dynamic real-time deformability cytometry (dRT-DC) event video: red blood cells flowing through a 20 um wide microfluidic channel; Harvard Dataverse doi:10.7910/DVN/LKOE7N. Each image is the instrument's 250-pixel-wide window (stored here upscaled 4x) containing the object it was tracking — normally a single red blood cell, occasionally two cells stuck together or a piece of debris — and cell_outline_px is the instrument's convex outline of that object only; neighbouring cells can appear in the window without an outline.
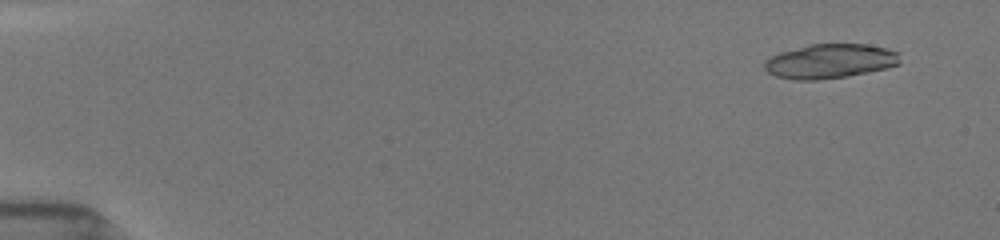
{"species": "common noctule bat (a hibernating species)", "species_latin": "Nyctalus noctula", "temperature_condition": "room temperature", "stored_images_in_passage": 34, "camera_frame_rate_fps": 3000, "um_per_image_px": 0.085, "animal": {"sex": "female", "body_mass_g": 19.5, "forearm_length_mm": 54.1}, "frame": {"image": 1, "passage_image": 4, "time_ms": 1.0, "image_size_px": [1000, 240], "cell_outline_px": [[900, 64], [888, 68], [848, 76], [820, 80], [792, 80], [776, 76], [768, 72], [764, 68], [764, 60], [780, 52], [808, 44], [864, 44], [884, 48], [900, 52]], "centroid_in_image_um": [70.55, 5.21], "position_along_channel_um": 14.4, "area_um2": 27.4}}
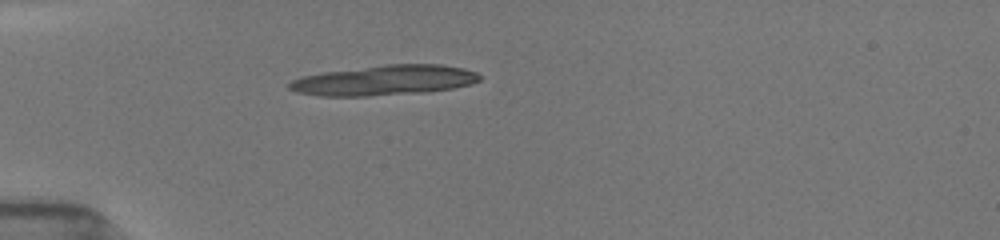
{"frame": {"image": 2, "passage_image": 20, "time_ms": 5.0, "image_size_px": [1000, 240], "cell_outline_px": [[480, 80], [472, 84], [452, 88], [424, 92], [368, 96], [316, 96], [296, 92], [288, 88], [288, 84], [292, 80], [300, 76], [324, 72], [384, 64], [440, 64], [464, 68], [476, 72], [480, 76]], "centroid_in_image_um": [32.64, 6.82], "position_along_channel_um": 52.4, "area_um2": 33.52}}